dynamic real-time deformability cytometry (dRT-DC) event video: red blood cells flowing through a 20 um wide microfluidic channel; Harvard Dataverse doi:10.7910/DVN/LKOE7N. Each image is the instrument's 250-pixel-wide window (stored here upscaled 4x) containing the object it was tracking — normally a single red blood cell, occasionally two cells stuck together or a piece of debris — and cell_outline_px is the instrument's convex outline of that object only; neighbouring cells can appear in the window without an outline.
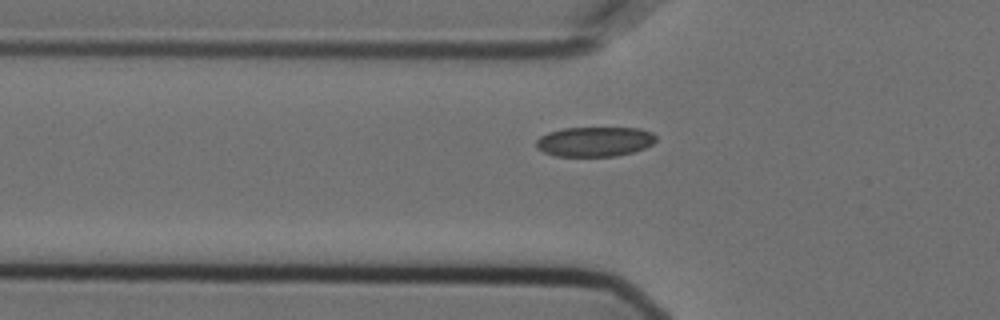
{"species": "Egyptian fruit bat (a non-hibernating species)", "species_latin": "Rousettus aegyptiacus", "temperature_condition": "cold", "stored_images_in_passage": 39, "camera_frame_rate_fps": 3000, "um_per_image_px": 0.085, "animal": {"sex": "female"}, "frame": {"image": 1, "passage_image": 2, "time_ms": 0.333, "image_size_px": [1000, 320], "cell_outline_px": [[656, 140], [652, 144], [644, 148], [632, 152], [616, 156], [556, 156], [544, 152], [536, 148], [536, 140], [540, 136], [548, 132], [564, 128], [640, 128], [652, 132], [656, 136]], "centroid_in_image_um": [50.54, 12.03], "position_along_channel_um": 75.3, "area_um2": 20.81}}
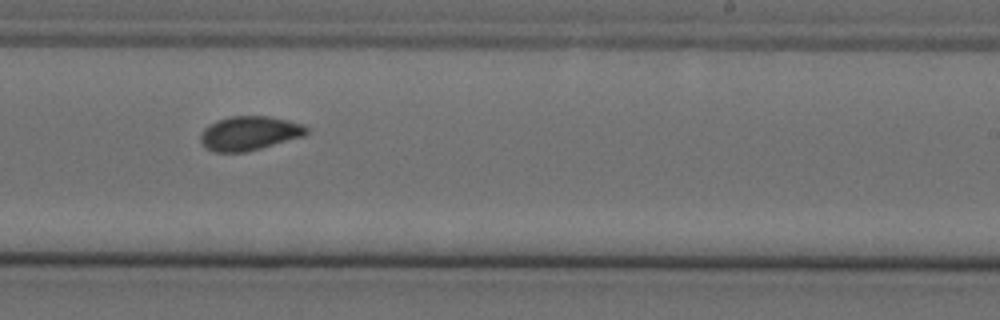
{"frame": {"image": 2, "passage_image": 18, "time_ms": 5.667, "image_size_px": [1000, 320], "cell_outline_px": [[308, 132], [304, 136], [260, 148], [244, 152], [216, 152], [208, 148], [200, 140], [200, 132], [208, 124], [216, 120], [232, 116], [268, 116], [288, 120], [304, 124], [308, 128]], "centroid_in_image_um": [21.2, 11.31], "position_along_channel_um": 267.8, "area_um2": 21.04}}
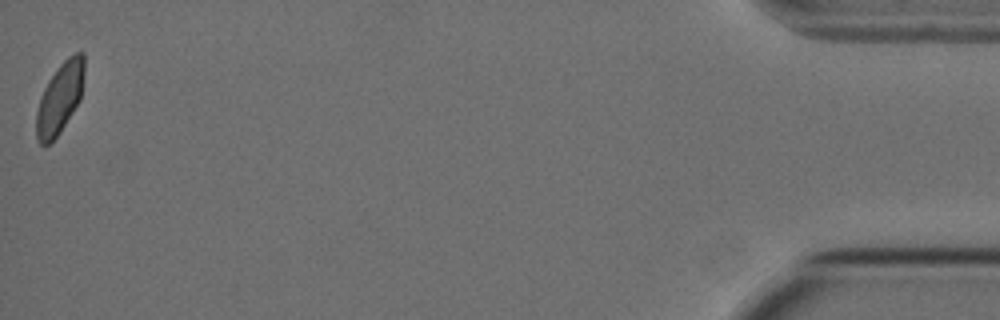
{"frame": {"image": 3, "passage_image": 39, "time_ms": 12.667, "image_size_px": [1000, 320], "cell_outline_px": [[84, 72], [80, 100], [60, 132], [48, 144], [40, 144], [36, 140], [36, 112], [40, 96], [48, 80], [56, 68], [68, 56], [76, 52], [84, 52]], "centroid_in_image_um": [5.07, 8.31], "position_along_channel_um": 430.1, "area_um2": 19.77}}